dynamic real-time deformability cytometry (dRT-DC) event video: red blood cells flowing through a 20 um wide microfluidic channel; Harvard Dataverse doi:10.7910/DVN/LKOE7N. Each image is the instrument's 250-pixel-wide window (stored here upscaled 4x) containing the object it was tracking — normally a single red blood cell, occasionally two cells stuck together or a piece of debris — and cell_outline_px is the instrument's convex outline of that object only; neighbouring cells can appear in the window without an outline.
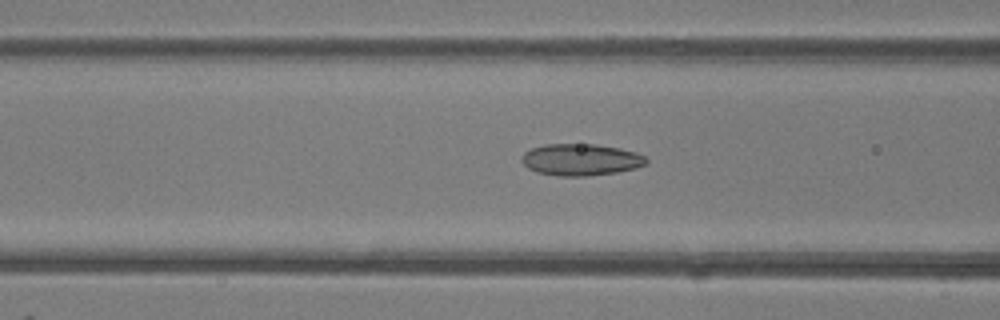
{"species": "common noctule bat (a hibernating species)", "species_latin": "Nyctalus noctula", "temperature_condition": "room temperature", "stored_images_in_passage": 47, "camera_frame_rate_fps": 3000, "um_per_image_px": 0.085, "animal": {"sex": "female"}, "frame": {"image": 1, "passage_image": 19, "time_ms": 6.0, "image_size_px": [1000, 320], "cell_outline_px": [[648, 164], [636, 168], [616, 172], [588, 176], [556, 176], [536, 172], [528, 168], [520, 160], [520, 156], [524, 152], [532, 148], [544, 144], [596, 144], [620, 148], [636, 152], [644, 156], [648, 160]], "centroid_in_image_um": [49.36, 13.57], "position_along_channel_um": 117.2, "area_um2": 23.29}}
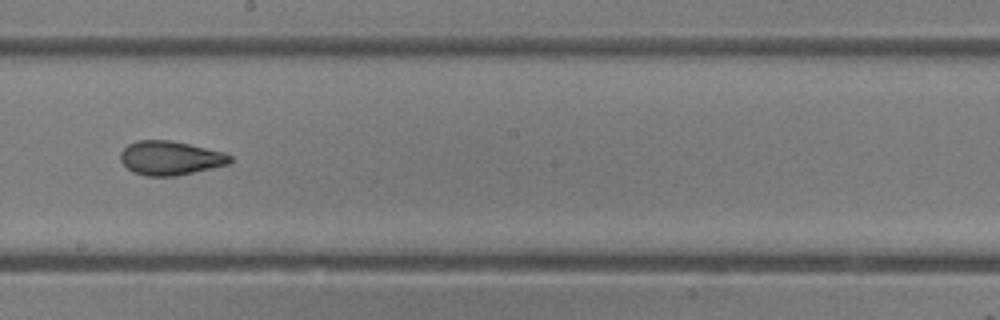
{"frame": {"image": 2, "passage_image": 27, "time_ms": 8.667, "image_size_px": [1000, 320], "cell_outline_px": [[232, 160], [228, 164], [176, 176], [144, 176], [132, 172], [120, 160], [120, 152], [128, 144], [136, 140], [168, 140], [188, 144], [224, 152], [232, 156]], "centroid_in_image_um": [14.44, 13.43], "position_along_channel_um": 233.8, "area_um2": 21.68}}
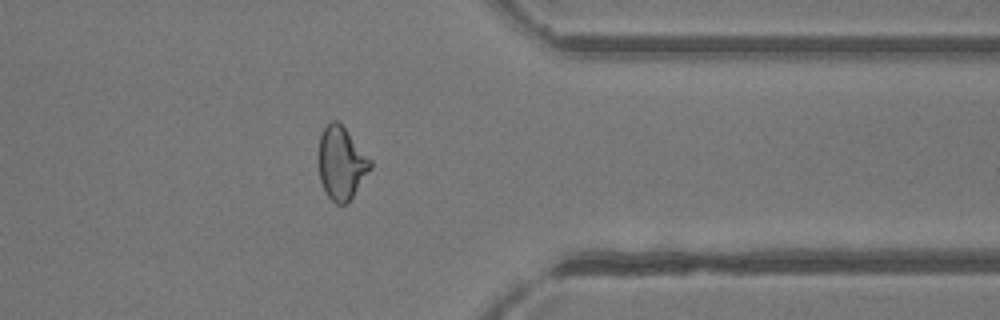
{"frame": {"image": 3, "passage_image": 38, "time_ms": 12.333, "image_size_px": [1000, 320], "cell_outline_px": [[372, 168], [348, 204], [336, 204], [328, 196], [320, 180], [320, 136], [324, 128], [332, 120], [336, 120], [344, 128], [372, 160]], "centroid_in_image_um": [29.05, 13.9], "position_along_channel_um": 382.3, "area_um2": 21.62}, "authors_computed_cell_mechanics": {"area_um2": 23.12, "velocity_mm_per_s": 4.3615, "shape_relaxation_time_tau1_ms": 8.1869, "shape_relaxation_time_tau2_ms": 1.4932, "deformation_change_tau1": 0.1837, "deformation_change_tau2": 0.0782}}